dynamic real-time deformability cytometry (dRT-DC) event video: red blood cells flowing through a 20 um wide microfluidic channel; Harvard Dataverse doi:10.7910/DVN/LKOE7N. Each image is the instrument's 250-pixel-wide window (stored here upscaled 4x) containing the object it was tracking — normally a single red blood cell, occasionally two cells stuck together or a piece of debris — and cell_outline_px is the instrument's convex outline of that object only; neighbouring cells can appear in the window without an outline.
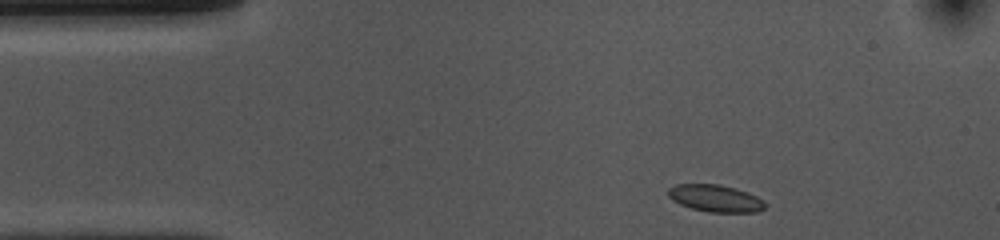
{"species": "common noctule bat (a hibernating species)", "species_latin": "Nyctalus noctula", "temperature_condition": "cold", "stored_images_in_passage": 19, "camera_frame_rate_fps": 3000, "um_per_image_px": 0.085, "animal": {"sex": "female", "body_mass_g": 10.0, "forearm_length_mm": 53.1}, "frame": {"image": 1, "passage_image": 1, "time_ms": 0.0, "image_size_px": [1000, 240], "cell_outline_px": [[764, 208], [756, 212], [708, 212], [692, 208], [680, 204], [672, 200], [668, 196], [668, 188], [676, 184], [720, 184], [736, 188], [748, 192], [764, 200]], "centroid_in_image_um": [60.79, 16.85], "position_along_channel_um": 24.2, "area_um2": 15.32}}
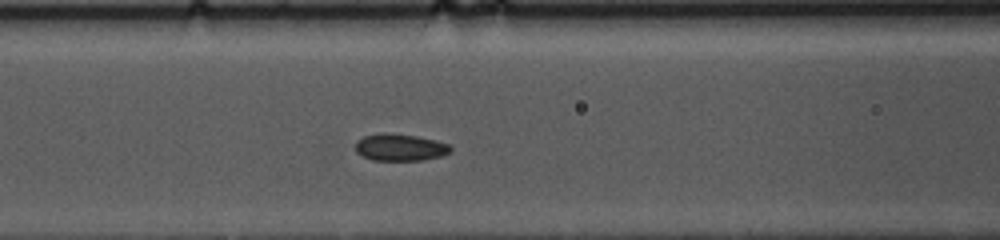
{"frame": {"image": 2, "passage_image": 14, "time_ms": 4.333, "image_size_px": [1000, 240], "cell_outline_px": [[452, 152], [440, 156], [424, 160], [372, 160], [356, 152], [356, 140], [364, 136], [380, 132], [388, 132], [416, 136], [436, 140], [448, 144], [452, 148]], "centroid_in_image_um": [34.01, 12.51], "position_along_channel_um": 132.6, "area_um2": 15.09}}
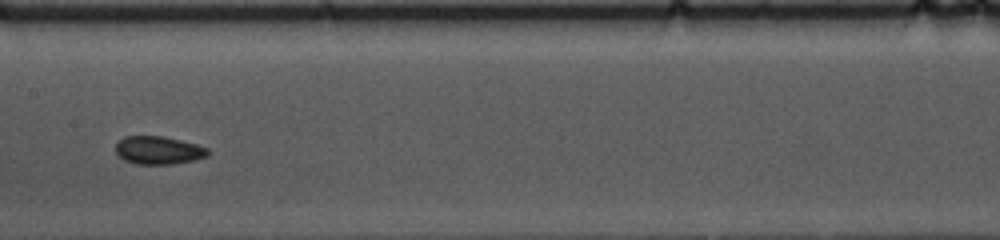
{"frame": {"image": 3, "passage_image": 19, "time_ms": 6.0, "image_size_px": [1000, 240], "cell_outline_px": [[208, 156], [196, 160], [172, 164], [136, 164], [124, 160], [116, 156], [116, 144], [124, 136], [164, 136], [196, 144], [208, 148]], "centroid_in_image_um": [13.46, 12.78], "position_along_channel_um": 193.9, "area_um2": 15.2}}